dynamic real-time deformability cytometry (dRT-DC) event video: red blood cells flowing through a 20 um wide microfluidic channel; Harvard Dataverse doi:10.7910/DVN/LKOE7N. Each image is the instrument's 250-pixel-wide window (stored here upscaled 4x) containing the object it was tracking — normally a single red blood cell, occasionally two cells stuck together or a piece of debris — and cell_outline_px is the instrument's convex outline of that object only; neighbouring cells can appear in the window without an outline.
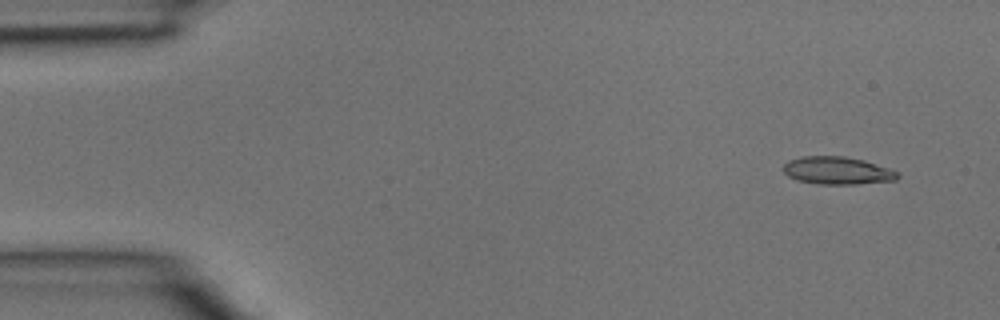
{"species": "common noctule bat (a hibernating species)", "species_latin": "Nyctalus noctula", "temperature_condition": "room temperature", "stored_images_in_passage": 4, "camera_frame_rate_fps": 3000, "um_per_image_px": 0.085, "animal": {"sex": "male", "body_mass_g": 15.6}, "frame": {"image": 1, "passage_image": 1, "time_ms": 0.0, "image_size_px": [1000, 320], "cell_outline_px": [[900, 176], [896, 180], [856, 184], [816, 184], [796, 180], [788, 176], [784, 172], [784, 164], [788, 160], [804, 156], [844, 156], [864, 160], [888, 168], [896, 172]], "centroid_in_image_um": [71.15, 14.5], "position_along_channel_um": 13.9, "area_um2": 18.38}}
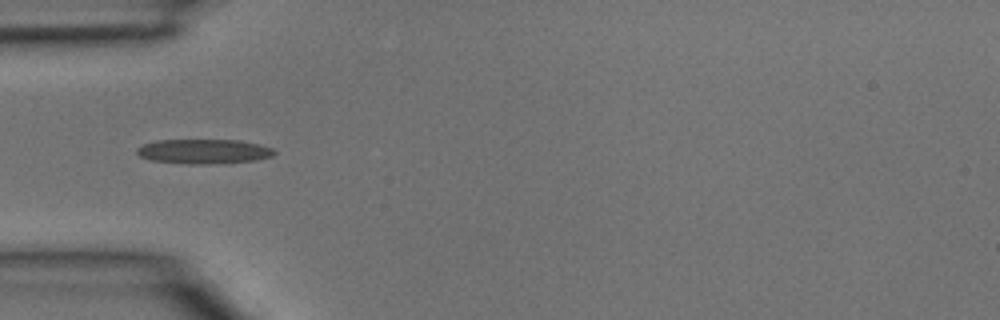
{"frame": {"image": 2, "passage_image": 4, "time_ms": 1.0, "image_size_px": [1000, 320], "cell_outline_px": [[276, 152], [272, 156], [256, 160], [208, 164], [188, 164], [152, 160], [140, 156], [136, 152], [136, 148], [144, 144], [156, 140], [240, 140], [260, 144], [272, 148]], "centroid_in_image_um": [17.32, 12.86], "position_along_channel_um": 67.7, "area_um2": 19.65}}